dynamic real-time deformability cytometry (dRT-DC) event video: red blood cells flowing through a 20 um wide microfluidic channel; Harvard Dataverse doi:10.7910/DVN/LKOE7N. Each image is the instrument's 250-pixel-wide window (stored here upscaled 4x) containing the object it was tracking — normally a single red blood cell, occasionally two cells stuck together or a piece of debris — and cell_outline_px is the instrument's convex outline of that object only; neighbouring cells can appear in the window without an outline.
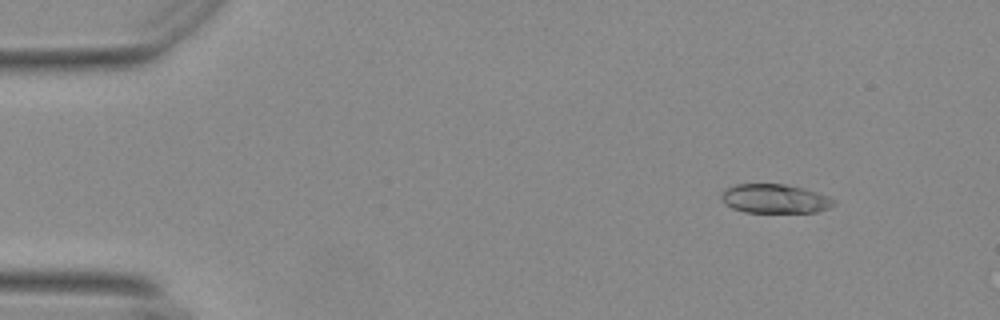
{"species": "Egyptian fruit bat (a non-hibernating species)", "species_latin": "Rousettus aegyptiacus", "temperature_condition": "warm", "stored_images_in_passage": 13, "camera_frame_rate_fps": 3000, "um_per_image_px": 0.085, "animal": {"sex": "female"}, "frame": {"image": 1, "passage_image": 7, "time_ms": 2.0, "image_size_px": [1000, 320], "cell_outline_px": [[836, 204], [828, 208], [816, 212], [744, 212], [732, 208], [724, 204], [720, 196], [720, 192], [724, 188], [736, 184], [784, 184], [816, 192], [828, 196], [836, 200]], "centroid_in_image_um": [65.81, 16.89], "position_along_channel_um": 19.2, "area_um2": 19.13}}